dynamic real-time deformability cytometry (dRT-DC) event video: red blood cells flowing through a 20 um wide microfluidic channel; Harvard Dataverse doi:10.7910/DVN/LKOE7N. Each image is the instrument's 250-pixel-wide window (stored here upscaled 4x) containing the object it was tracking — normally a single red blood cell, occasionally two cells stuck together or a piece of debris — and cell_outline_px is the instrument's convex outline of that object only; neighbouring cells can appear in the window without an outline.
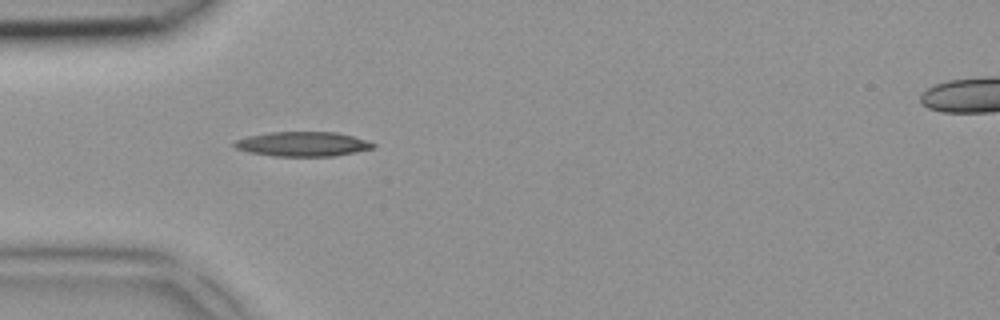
{"species": "common noctule bat (a hibernating species)", "species_latin": "Nyctalus noctula", "temperature_condition": "room temperature", "stored_images_in_passage": 1, "camera_frame_rate_fps": 3000, "um_per_image_px": 0.085, "animal": {"sex": "female", "body_mass_g": 18.4}, "frame": {"image": 1, "passage_image": 1, "time_ms": 0.0, "image_size_px": [1000, 320], "cell_outline_px": [[376, 144], [372, 148], [356, 152], [336, 156], [272, 156], [248, 152], [236, 148], [232, 144], [236, 140], [248, 136], [268, 132], [336, 132], [352, 136]], "centroid_in_image_um": [25.69, 12.25], "position_along_channel_um": 59.3, "area_um2": 19.83}}